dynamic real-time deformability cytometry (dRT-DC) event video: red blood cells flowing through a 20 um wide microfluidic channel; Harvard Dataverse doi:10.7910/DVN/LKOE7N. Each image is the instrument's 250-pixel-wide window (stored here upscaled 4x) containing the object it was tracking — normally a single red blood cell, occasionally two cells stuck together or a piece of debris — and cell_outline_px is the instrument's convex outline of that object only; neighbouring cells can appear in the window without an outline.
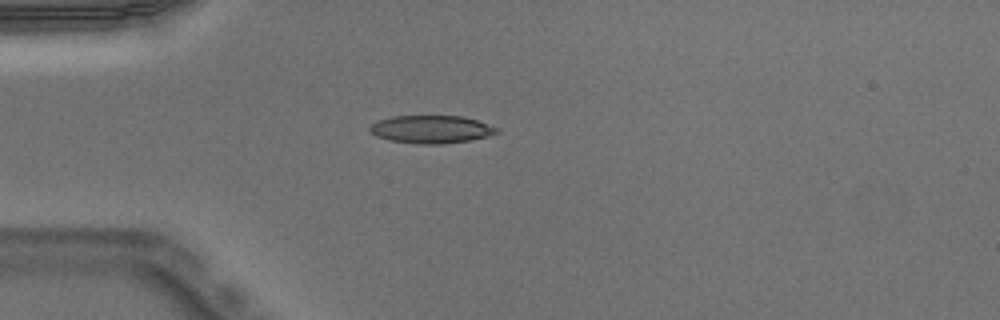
{"species": "Egyptian fruit bat (a non-hibernating species)", "species_latin": "Rousettus aegyptiacus", "temperature_condition": "warm", "stored_images_in_passage": 2, "camera_frame_rate_fps": 3000, "um_per_image_px": 0.085, "animal": {"sex": "male"}, "frame": {"image": 1, "passage_image": 1, "time_ms": 0.0, "image_size_px": [1000, 320], "cell_outline_px": [[500, 132], [488, 136], [468, 140], [444, 144], [416, 144], [392, 140], [376, 136], [368, 128], [372, 124], [380, 120], [392, 116], [464, 116], [500, 128]], "centroid_in_image_um": [36.7, 10.99], "position_along_channel_um": 48.3, "area_um2": 20.52}}